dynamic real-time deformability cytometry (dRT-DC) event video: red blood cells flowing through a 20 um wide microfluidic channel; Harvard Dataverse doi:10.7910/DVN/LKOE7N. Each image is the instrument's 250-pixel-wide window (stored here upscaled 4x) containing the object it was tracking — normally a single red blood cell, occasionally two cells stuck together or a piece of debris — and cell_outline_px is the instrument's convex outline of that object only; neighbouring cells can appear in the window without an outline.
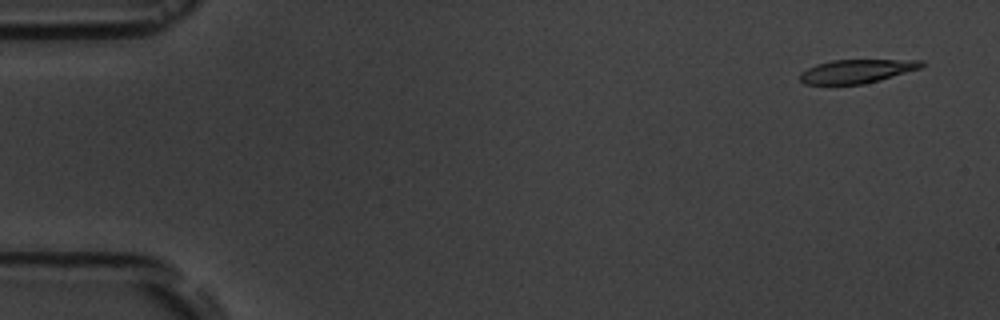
{"species": "common noctule bat (a hibernating species)", "species_latin": "Nyctalus noctula", "temperature_condition": "room temperature", "stored_images_in_passage": 4, "camera_frame_rate_fps": 3000, "um_per_image_px": 0.085, "animal": {"sex": "male", "body_mass_g": 19.5, "forearm_length_mm": 54.6}, "frame": {"image": 1, "passage_image": 1, "time_ms": 0.0, "image_size_px": [1000, 320], "cell_outline_px": [[924, 64], [920, 68], [880, 80], [864, 84], [804, 84], [800, 80], [800, 72], [816, 64], [832, 60], [924, 60]], "centroid_in_image_um": [72.8, 6.05], "position_along_channel_um": 12.2, "area_um2": 16.65}}
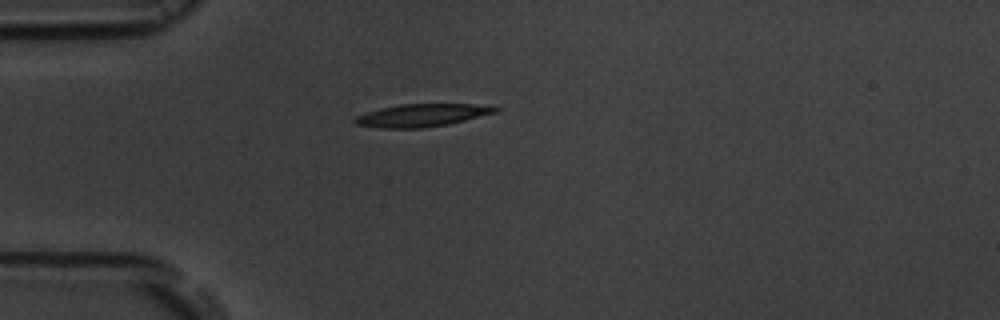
{"frame": {"image": 2, "passage_image": 4, "time_ms": 4.0, "image_size_px": [1000, 320], "cell_outline_px": [[500, 108], [496, 112], [448, 124], [424, 128], [380, 128], [356, 124], [352, 120], [356, 116], [380, 108], [400, 104], [492, 104]], "centroid_in_image_um": [35.89, 9.79], "position_along_channel_um": 49.1, "area_um2": 18.61}}